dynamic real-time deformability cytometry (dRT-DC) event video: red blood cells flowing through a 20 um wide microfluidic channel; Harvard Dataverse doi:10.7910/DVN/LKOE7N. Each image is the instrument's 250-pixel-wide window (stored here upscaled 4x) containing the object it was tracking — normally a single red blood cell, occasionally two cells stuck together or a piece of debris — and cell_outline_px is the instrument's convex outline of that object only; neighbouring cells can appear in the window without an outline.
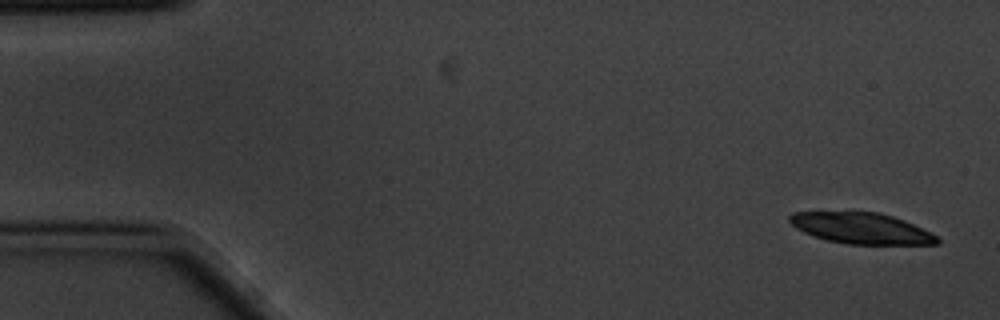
{"species": "common noctule bat (a hibernating species)", "species_latin": "Nyctalus noctula", "temperature_condition": "cold", "stored_images_in_passage": 6, "camera_frame_rate_fps": 3000, "um_per_image_px": 0.085, "animal": {"sex": "male", "body_mass_g": 20.1, "forearm_length_mm": 53.5}, "frame": {"image": 1, "passage_image": 1, "time_ms": 0.0, "image_size_px": [1000, 320], "cell_outline_px": [[940, 244], [848, 244], [828, 240], [812, 236], [796, 228], [788, 220], [788, 216], [792, 212], [876, 212], [892, 216], [904, 220], [936, 236], [940, 240]], "centroid_in_image_um": [73.17, 19.4], "position_along_channel_um": 11.8, "area_um2": 26.36}}